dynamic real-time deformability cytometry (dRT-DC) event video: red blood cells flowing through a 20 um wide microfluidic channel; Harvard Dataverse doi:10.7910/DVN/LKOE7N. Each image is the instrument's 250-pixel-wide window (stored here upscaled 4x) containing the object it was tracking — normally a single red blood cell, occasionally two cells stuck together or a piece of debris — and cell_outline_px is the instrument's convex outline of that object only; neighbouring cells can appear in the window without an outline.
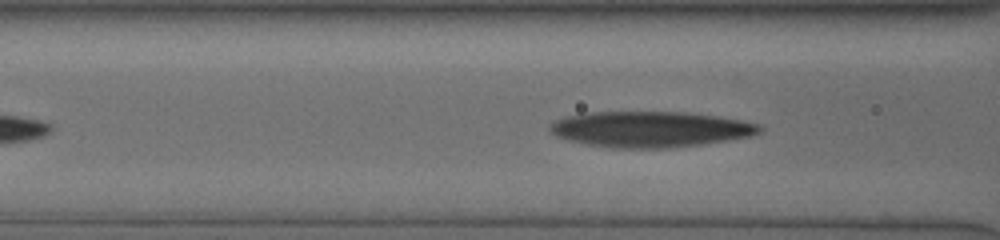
{"species": "human", "species_latin": "Homo sapiens", "temperature_condition": "cold", "stored_images_in_passage": 39, "camera_frame_rate_fps": 3000, "um_per_image_px": 0.085, "donor": {"sex": "male"}, "frame": {"image": 1, "passage_image": 10, "time_ms": 3.0, "image_size_px": [1000, 240], "cell_outline_px": [[764, 128], [760, 132], [752, 136], [704, 144], [668, 148], [608, 148], [568, 140], [556, 136], [548, 128], [556, 120], [568, 116], [592, 112], [684, 112], [720, 116], [760, 124]], "centroid_in_image_um": [55.33, 10.99], "position_along_channel_um": 111.3, "area_um2": 43.81}}
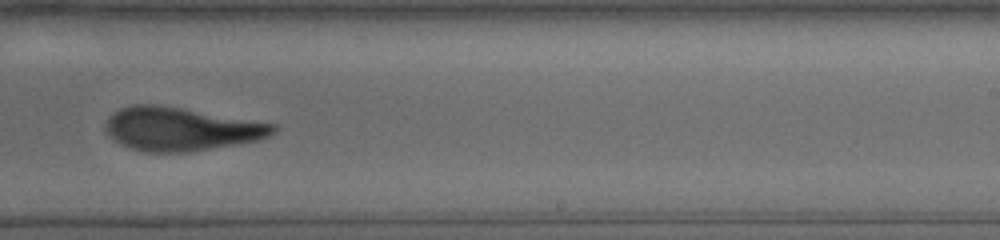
{"frame": {"image": 2, "passage_image": 23, "time_ms": 7.333, "image_size_px": [1000, 240], "cell_outline_px": [[280, 128], [276, 132], [260, 140], [188, 152], [144, 152], [128, 148], [120, 144], [108, 136], [108, 120], [112, 112], [120, 108], [132, 104], [156, 104], [276, 124]], "centroid_in_image_um": [15.38, 10.97], "position_along_channel_um": 273.6, "area_um2": 42.25}}
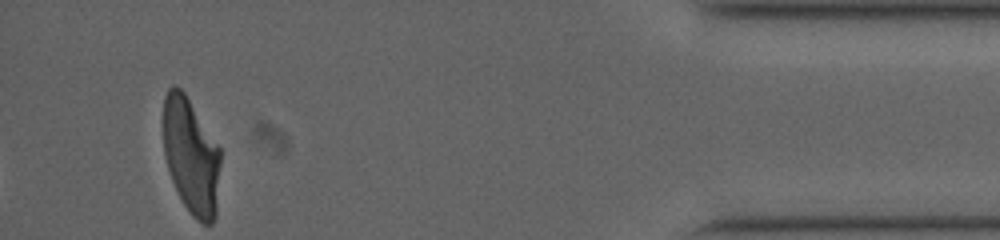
{"frame": {"image": 3, "passage_image": 39, "time_ms": 12.667, "image_size_px": [1000, 240], "cell_outline_px": [[220, 164], [216, 216], [212, 224], [204, 224], [196, 220], [192, 216], [184, 204], [172, 180], [164, 156], [164, 96], [168, 88], [172, 84], [176, 84], [184, 92], [220, 148]], "centroid_in_image_um": [16.25, 13.26], "position_along_channel_um": 419.0, "area_um2": 38.55}, "authors_computed_cell_mechanics": {"area_um2": 42.3096, "velocity_mm_per_s": 3.7462, "shape_relaxation_time_tau1_ms": 9.1409, "shape_relaxation_time_tau2_ms": 2.7517, "deformation_change_tau1": 0.2994, "deformation_change_tau2": 0.1195}}